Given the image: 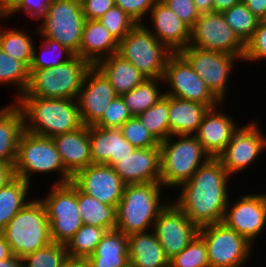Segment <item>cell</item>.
I'll return each mask as SVG.
<instances>
[{"mask_svg":"<svg viewBox=\"0 0 266 267\" xmlns=\"http://www.w3.org/2000/svg\"><path fill=\"white\" fill-rule=\"evenodd\" d=\"M30 184L19 177H14L0 188V232L7 226L12 217L30 200ZM28 194V195H27Z\"/></svg>","mask_w":266,"mask_h":267,"instance_id":"4dcf8cb0","label":"cell"},{"mask_svg":"<svg viewBox=\"0 0 266 267\" xmlns=\"http://www.w3.org/2000/svg\"><path fill=\"white\" fill-rule=\"evenodd\" d=\"M15 103L23 113L24 130L31 134L52 138L83 125L75 99L21 96Z\"/></svg>","mask_w":266,"mask_h":267,"instance_id":"7a4b0ae2","label":"cell"},{"mask_svg":"<svg viewBox=\"0 0 266 267\" xmlns=\"http://www.w3.org/2000/svg\"><path fill=\"white\" fill-rule=\"evenodd\" d=\"M169 267H210L203 238L197 234L186 248L169 260Z\"/></svg>","mask_w":266,"mask_h":267,"instance_id":"ab89813d","label":"cell"},{"mask_svg":"<svg viewBox=\"0 0 266 267\" xmlns=\"http://www.w3.org/2000/svg\"><path fill=\"white\" fill-rule=\"evenodd\" d=\"M89 141L92 164L113 166L136 149L123 137L119 128H101L91 125Z\"/></svg>","mask_w":266,"mask_h":267,"instance_id":"603a6c76","label":"cell"},{"mask_svg":"<svg viewBox=\"0 0 266 267\" xmlns=\"http://www.w3.org/2000/svg\"><path fill=\"white\" fill-rule=\"evenodd\" d=\"M18 0H0V16H3Z\"/></svg>","mask_w":266,"mask_h":267,"instance_id":"680465c9","label":"cell"},{"mask_svg":"<svg viewBox=\"0 0 266 267\" xmlns=\"http://www.w3.org/2000/svg\"><path fill=\"white\" fill-rule=\"evenodd\" d=\"M1 26V24H0ZM4 29V30H3ZM28 30L0 27V48L12 58L22 61L28 68L32 63L34 40Z\"/></svg>","mask_w":266,"mask_h":267,"instance_id":"836d02e7","label":"cell"},{"mask_svg":"<svg viewBox=\"0 0 266 267\" xmlns=\"http://www.w3.org/2000/svg\"><path fill=\"white\" fill-rule=\"evenodd\" d=\"M108 230L82 224L81 228L67 241L65 248L70 258H85L92 255Z\"/></svg>","mask_w":266,"mask_h":267,"instance_id":"e575fe53","label":"cell"},{"mask_svg":"<svg viewBox=\"0 0 266 267\" xmlns=\"http://www.w3.org/2000/svg\"><path fill=\"white\" fill-rule=\"evenodd\" d=\"M200 13L213 12V0H193Z\"/></svg>","mask_w":266,"mask_h":267,"instance_id":"9f6ffc18","label":"cell"},{"mask_svg":"<svg viewBox=\"0 0 266 267\" xmlns=\"http://www.w3.org/2000/svg\"><path fill=\"white\" fill-rule=\"evenodd\" d=\"M156 0H114L116 6L127 13L137 24L144 23Z\"/></svg>","mask_w":266,"mask_h":267,"instance_id":"c3c4849f","label":"cell"},{"mask_svg":"<svg viewBox=\"0 0 266 267\" xmlns=\"http://www.w3.org/2000/svg\"><path fill=\"white\" fill-rule=\"evenodd\" d=\"M42 43L39 44L41 49L40 55L37 53L36 44L33 48L32 63L29 69H46L51 67H57L71 60L75 54L69 50L66 46H63L58 41L43 38Z\"/></svg>","mask_w":266,"mask_h":267,"instance_id":"d590c367","label":"cell"},{"mask_svg":"<svg viewBox=\"0 0 266 267\" xmlns=\"http://www.w3.org/2000/svg\"><path fill=\"white\" fill-rule=\"evenodd\" d=\"M172 53L156 39L145 23L134 26L119 42L117 52L146 78H163L167 59Z\"/></svg>","mask_w":266,"mask_h":267,"instance_id":"ba28073f","label":"cell"},{"mask_svg":"<svg viewBox=\"0 0 266 267\" xmlns=\"http://www.w3.org/2000/svg\"><path fill=\"white\" fill-rule=\"evenodd\" d=\"M243 0H213V12H222L240 4Z\"/></svg>","mask_w":266,"mask_h":267,"instance_id":"f5cc1de1","label":"cell"},{"mask_svg":"<svg viewBox=\"0 0 266 267\" xmlns=\"http://www.w3.org/2000/svg\"><path fill=\"white\" fill-rule=\"evenodd\" d=\"M79 214L83 224L113 230L116 227V207L101 203L77 188Z\"/></svg>","mask_w":266,"mask_h":267,"instance_id":"1f68e13d","label":"cell"},{"mask_svg":"<svg viewBox=\"0 0 266 267\" xmlns=\"http://www.w3.org/2000/svg\"><path fill=\"white\" fill-rule=\"evenodd\" d=\"M71 182L81 192L114 207L119 204L126 185L112 166L104 164H90L78 171Z\"/></svg>","mask_w":266,"mask_h":267,"instance_id":"ac0fdd59","label":"cell"},{"mask_svg":"<svg viewBox=\"0 0 266 267\" xmlns=\"http://www.w3.org/2000/svg\"><path fill=\"white\" fill-rule=\"evenodd\" d=\"M51 187L45 198L40 200L45 205L52 242L65 245L83 224L78 209L77 187L72 182Z\"/></svg>","mask_w":266,"mask_h":267,"instance_id":"30bf717a","label":"cell"},{"mask_svg":"<svg viewBox=\"0 0 266 267\" xmlns=\"http://www.w3.org/2000/svg\"><path fill=\"white\" fill-rule=\"evenodd\" d=\"M62 164L73 177L78 171L92 164L89 126L52 137Z\"/></svg>","mask_w":266,"mask_h":267,"instance_id":"cb8c5ba5","label":"cell"},{"mask_svg":"<svg viewBox=\"0 0 266 267\" xmlns=\"http://www.w3.org/2000/svg\"><path fill=\"white\" fill-rule=\"evenodd\" d=\"M24 116L20 107L11 102L0 108V163L14 165Z\"/></svg>","mask_w":266,"mask_h":267,"instance_id":"83f0119b","label":"cell"},{"mask_svg":"<svg viewBox=\"0 0 266 267\" xmlns=\"http://www.w3.org/2000/svg\"><path fill=\"white\" fill-rule=\"evenodd\" d=\"M198 234L206 243L210 267H244L255 248L222 222L200 227Z\"/></svg>","mask_w":266,"mask_h":267,"instance_id":"8fae6325","label":"cell"},{"mask_svg":"<svg viewBox=\"0 0 266 267\" xmlns=\"http://www.w3.org/2000/svg\"><path fill=\"white\" fill-rule=\"evenodd\" d=\"M204 81L210 91L221 101H226L228 79L233 67L242 57L187 46L179 52ZM237 60V61H236Z\"/></svg>","mask_w":266,"mask_h":267,"instance_id":"5bb4252c","label":"cell"},{"mask_svg":"<svg viewBox=\"0 0 266 267\" xmlns=\"http://www.w3.org/2000/svg\"><path fill=\"white\" fill-rule=\"evenodd\" d=\"M86 260L89 267H130L128 236L117 229L108 230Z\"/></svg>","mask_w":266,"mask_h":267,"instance_id":"f1b7e54d","label":"cell"},{"mask_svg":"<svg viewBox=\"0 0 266 267\" xmlns=\"http://www.w3.org/2000/svg\"><path fill=\"white\" fill-rule=\"evenodd\" d=\"M119 129L123 137L135 148H150L160 145L137 116L127 120Z\"/></svg>","mask_w":266,"mask_h":267,"instance_id":"7bdbcfd3","label":"cell"},{"mask_svg":"<svg viewBox=\"0 0 266 267\" xmlns=\"http://www.w3.org/2000/svg\"><path fill=\"white\" fill-rule=\"evenodd\" d=\"M119 42L97 20H85L79 57L94 66L100 60L116 54Z\"/></svg>","mask_w":266,"mask_h":267,"instance_id":"d4e9b609","label":"cell"},{"mask_svg":"<svg viewBox=\"0 0 266 267\" xmlns=\"http://www.w3.org/2000/svg\"><path fill=\"white\" fill-rule=\"evenodd\" d=\"M160 148V183L166 189H178L211 158L195 135H171L160 143Z\"/></svg>","mask_w":266,"mask_h":267,"instance_id":"277c9868","label":"cell"},{"mask_svg":"<svg viewBox=\"0 0 266 267\" xmlns=\"http://www.w3.org/2000/svg\"><path fill=\"white\" fill-rule=\"evenodd\" d=\"M110 82L118 96L130 92L146 77L129 61L112 54L94 65Z\"/></svg>","mask_w":266,"mask_h":267,"instance_id":"f546056e","label":"cell"},{"mask_svg":"<svg viewBox=\"0 0 266 267\" xmlns=\"http://www.w3.org/2000/svg\"><path fill=\"white\" fill-rule=\"evenodd\" d=\"M51 0H18L3 16L0 21L14 16L18 12H25L32 20L39 21L47 12Z\"/></svg>","mask_w":266,"mask_h":267,"instance_id":"bcb514c9","label":"cell"},{"mask_svg":"<svg viewBox=\"0 0 266 267\" xmlns=\"http://www.w3.org/2000/svg\"><path fill=\"white\" fill-rule=\"evenodd\" d=\"M168 112L169 95L165 94L156 104L137 116L159 143L169 137Z\"/></svg>","mask_w":266,"mask_h":267,"instance_id":"74e56055","label":"cell"},{"mask_svg":"<svg viewBox=\"0 0 266 267\" xmlns=\"http://www.w3.org/2000/svg\"><path fill=\"white\" fill-rule=\"evenodd\" d=\"M61 267H89V264L85 258L68 257Z\"/></svg>","mask_w":266,"mask_h":267,"instance_id":"11a10c76","label":"cell"},{"mask_svg":"<svg viewBox=\"0 0 266 267\" xmlns=\"http://www.w3.org/2000/svg\"><path fill=\"white\" fill-rule=\"evenodd\" d=\"M132 117L122 96H117L112 100L105 113L94 125L101 128H120Z\"/></svg>","mask_w":266,"mask_h":267,"instance_id":"ee69618b","label":"cell"},{"mask_svg":"<svg viewBox=\"0 0 266 267\" xmlns=\"http://www.w3.org/2000/svg\"><path fill=\"white\" fill-rule=\"evenodd\" d=\"M67 258L65 245L51 242L22 258V267H61Z\"/></svg>","mask_w":266,"mask_h":267,"instance_id":"60d3db41","label":"cell"},{"mask_svg":"<svg viewBox=\"0 0 266 267\" xmlns=\"http://www.w3.org/2000/svg\"><path fill=\"white\" fill-rule=\"evenodd\" d=\"M29 74V68L22 61L8 56L0 48V85L2 87L12 85L17 88L15 90L17 91L16 99L13 102L25 92L29 83Z\"/></svg>","mask_w":266,"mask_h":267,"instance_id":"8d00e7d4","label":"cell"},{"mask_svg":"<svg viewBox=\"0 0 266 267\" xmlns=\"http://www.w3.org/2000/svg\"><path fill=\"white\" fill-rule=\"evenodd\" d=\"M243 3L258 19H266V0H243Z\"/></svg>","mask_w":266,"mask_h":267,"instance_id":"f907efd6","label":"cell"},{"mask_svg":"<svg viewBox=\"0 0 266 267\" xmlns=\"http://www.w3.org/2000/svg\"><path fill=\"white\" fill-rule=\"evenodd\" d=\"M81 5L85 20H97L115 3L114 0H81Z\"/></svg>","mask_w":266,"mask_h":267,"instance_id":"681fc988","label":"cell"},{"mask_svg":"<svg viewBox=\"0 0 266 267\" xmlns=\"http://www.w3.org/2000/svg\"><path fill=\"white\" fill-rule=\"evenodd\" d=\"M15 177L13 165L0 163V188L5 186Z\"/></svg>","mask_w":266,"mask_h":267,"instance_id":"816d5d0a","label":"cell"},{"mask_svg":"<svg viewBox=\"0 0 266 267\" xmlns=\"http://www.w3.org/2000/svg\"><path fill=\"white\" fill-rule=\"evenodd\" d=\"M41 20V26L36 27L33 33L39 34L40 38L58 41L79 56L85 22L81 1L51 0L47 12Z\"/></svg>","mask_w":266,"mask_h":267,"instance_id":"9c48e42d","label":"cell"},{"mask_svg":"<svg viewBox=\"0 0 266 267\" xmlns=\"http://www.w3.org/2000/svg\"><path fill=\"white\" fill-rule=\"evenodd\" d=\"M259 126L256 121L241 125L234 132L225 150L217 157L230 176L233 177L251 166L266 150V135Z\"/></svg>","mask_w":266,"mask_h":267,"instance_id":"2e32d148","label":"cell"},{"mask_svg":"<svg viewBox=\"0 0 266 267\" xmlns=\"http://www.w3.org/2000/svg\"><path fill=\"white\" fill-rule=\"evenodd\" d=\"M130 267H169L163 247L153 230L128 235Z\"/></svg>","mask_w":266,"mask_h":267,"instance_id":"484cf974","label":"cell"},{"mask_svg":"<svg viewBox=\"0 0 266 267\" xmlns=\"http://www.w3.org/2000/svg\"><path fill=\"white\" fill-rule=\"evenodd\" d=\"M0 267H22V259L13 255L7 259L0 260Z\"/></svg>","mask_w":266,"mask_h":267,"instance_id":"6f0895ef","label":"cell"},{"mask_svg":"<svg viewBox=\"0 0 266 267\" xmlns=\"http://www.w3.org/2000/svg\"><path fill=\"white\" fill-rule=\"evenodd\" d=\"M219 106L209 108L195 134L211 158H217L225 150L239 128L234 118L222 112V109H217Z\"/></svg>","mask_w":266,"mask_h":267,"instance_id":"7402d4cb","label":"cell"},{"mask_svg":"<svg viewBox=\"0 0 266 267\" xmlns=\"http://www.w3.org/2000/svg\"><path fill=\"white\" fill-rule=\"evenodd\" d=\"M266 61V19L260 20L252 37L245 44L243 62Z\"/></svg>","mask_w":266,"mask_h":267,"instance_id":"f6af8a7d","label":"cell"},{"mask_svg":"<svg viewBox=\"0 0 266 267\" xmlns=\"http://www.w3.org/2000/svg\"><path fill=\"white\" fill-rule=\"evenodd\" d=\"M163 81L168 89L166 95L183 100L202 103L209 108L221 105V102L193 70L189 62L178 52L172 53L166 62ZM223 105V106H222Z\"/></svg>","mask_w":266,"mask_h":267,"instance_id":"7c38bea8","label":"cell"},{"mask_svg":"<svg viewBox=\"0 0 266 267\" xmlns=\"http://www.w3.org/2000/svg\"><path fill=\"white\" fill-rule=\"evenodd\" d=\"M162 188L160 182L126 184L116 207L115 229L127 236L152 230L160 211L171 200L163 198Z\"/></svg>","mask_w":266,"mask_h":267,"instance_id":"3957f363","label":"cell"},{"mask_svg":"<svg viewBox=\"0 0 266 267\" xmlns=\"http://www.w3.org/2000/svg\"><path fill=\"white\" fill-rule=\"evenodd\" d=\"M171 9L178 18L192 28L196 20L200 17V12L196 8L193 0H161Z\"/></svg>","mask_w":266,"mask_h":267,"instance_id":"7dc6e473","label":"cell"},{"mask_svg":"<svg viewBox=\"0 0 266 267\" xmlns=\"http://www.w3.org/2000/svg\"><path fill=\"white\" fill-rule=\"evenodd\" d=\"M117 96L106 77L95 66H91L76 98L82 124L94 125Z\"/></svg>","mask_w":266,"mask_h":267,"instance_id":"d6986e66","label":"cell"},{"mask_svg":"<svg viewBox=\"0 0 266 267\" xmlns=\"http://www.w3.org/2000/svg\"><path fill=\"white\" fill-rule=\"evenodd\" d=\"M98 20L118 42L137 24L127 13L116 5L110 8Z\"/></svg>","mask_w":266,"mask_h":267,"instance_id":"b9f144b4","label":"cell"},{"mask_svg":"<svg viewBox=\"0 0 266 267\" xmlns=\"http://www.w3.org/2000/svg\"><path fill=\"white\" fill-rule=\"evenodd\" d=\"M231 178L218 158H210L179 186L181 192L172 201L198 228L221 223L232 197L228 190Z\"/></svg>","mask_w":266,"mask_h":267,"instance_id":"6da1fadb","label":"cell"},{"mask_svg":"<svg viewBox=\"0 0 266 267\" xmlns=\"http://www.w3.org/2000/svg\"><path fill=\"white\" fill-rule=\"evenodd\" d=\"M152 230L170 260L189 245L199 228L170 200L160 211Z\"/></svg>","mask_w":266,"mask_h":267,"instance_id":"e0dca14e","label":"cell"},{"mask_svg":"<svg viewBox=\"0 0 266 267\" xmlns=\"http://www.w3.org/2000/svg\"><path fill=\"white\" fill-rule=\"evenodd\" d=\"M13 255L24 258L52 242L44 203L33 198L1 231Z\"/></svg>","mask_w":266,"mask_h":267,"instance_id":"5b68a950","label":"cell"},{"mask_svg":"<svg viewBox=\"0 0 266 267\" xmlns=\"http://www.w3.org/2000/svg\"><path fill=\"white\" fill-rule=\"evenodd\" d=\"M91 64L75 55L68 62L46 69H29V83L22 96L75 99Z\"/></svg>","mask_w":266,"mask_h":267,"instance_id":"52a82bcc","label":"cell"},{"mask_svg":"<svg viewBox=\"0 0 266 267\" xmlns=\"http://www.w3.org/2000/svg\"><path fill=\"white\" fill-rule=\"evenodd\" d=\"M163 84H165L163 78H146L133 90L123 94L122 98L131 115H140L164 97Z\"/></svg>","mask_w":266,"mask_h":267,"instance_id":"d6a6232c","label":"cell"},{"mask_svg":"<svg viewBox=\"0 0 266 267\" xmlns=\"http://www.w3.org/2000/svg\"><path fill=\"white\" fill-rule=\"evenodd\" d=\"M11 256H13V252L9 244L7 243L3 233L0 232V260L7 259Z\"/></svg>","mask_w":266,"mask_h":267,"instance_id":"db71d44e","label":"cell"},{"mask_svg":"<svg viewBox=\"0 0 266 267\" xmlns=\"http://www.w3.org/2000/svg\"><path fill=\"white\" fill-rule=\"evenodd\" d=\"M208 110L205 104L169 96V137L195 135Z\"/></svg>","mask_w":266,"mask_h":267,"instance_id":"4316f807","label":"cell"},{"mask_svg":"<svg viewBox=\"0 0 266 267\" xmlns=\"http://www.w3.org/2000/svg\"><path fill=\"white\" fill-rule=\"evenodd\" d=\"M148 18L152 29L147 24L145 26L173 53H178L189 45L191 28L161 0L155 1Z\"/></svg>","mask_w":266,"mask_h":267,"instance_id":"44dd1931","label":"cell"},{"mask_svg":"<svg viewBox=\"0 0 266 267\" xmlns=\"http://www.w3.org/2000/svg\"><path fill=\"white\" fill-rule=\"evenodd\" d=\"M240 196L234 201L229 199L222 223L255 245L266 227V192Z\"/></svg>","mask_w":266,"mask_h":267,"instance_id":"9a60e30c","label":"cell"},{"mask_svg":"<svg viewBox=\"0 0 266 267\" xmlns=\"http://www.w3.org/2000/svg\"><path fill=\"white\" fill-rule=\"evenodd\" d=\"M112 167L125 184L160 182V145L136 148Z\"/></svg>","mask_w":266,"mask_h":267,"instance_id":"ffe728a7","label":"cell"},{"mask_svg":"<svg viewBox=\"0 0 266 267\" xmlns=\"http://www.w3.org/2000/svg\"><path fill=\"white\" fill-rule=\"evenodd\" d=\"M244 58L245 43L229 27L220 12L201 13L191 28L189 45Z\"/></svg>","mask_w":266,"mask_h":267,"instance_id":"4fadbf2b","label":"cell"},{"mask_svg":"<svg viewBox=\"0 0 266 267\" xmlns=\"http://www.w3.org/2000/svg\"><path fill=\"white\" fill-rule=\"evenodd\" d=\"M221 13L229 27L246 44L257 29L260 19L243 2Z\"/></svg>","mask_w":266,"mask_h":267,"instance_id":"f35d334b","label":"cell"},{"mask_svg":"<svg viewBox=\"0 0 266 267\" xmlns=\"http://www.w3.org/2000/svg\"><path fill=\"white\" fill-rule=\"evenodd\" d=\"M16 177L29 184L33 173L59 174L54 184L71 182L72 176L64 168L56 146L50 137L22 132L18 142L17 155L13 165Z\"/></svg>","mask_w":266,"mask_h":267,"instance_id":"8992f818","label":"cell"}]
</instances>
